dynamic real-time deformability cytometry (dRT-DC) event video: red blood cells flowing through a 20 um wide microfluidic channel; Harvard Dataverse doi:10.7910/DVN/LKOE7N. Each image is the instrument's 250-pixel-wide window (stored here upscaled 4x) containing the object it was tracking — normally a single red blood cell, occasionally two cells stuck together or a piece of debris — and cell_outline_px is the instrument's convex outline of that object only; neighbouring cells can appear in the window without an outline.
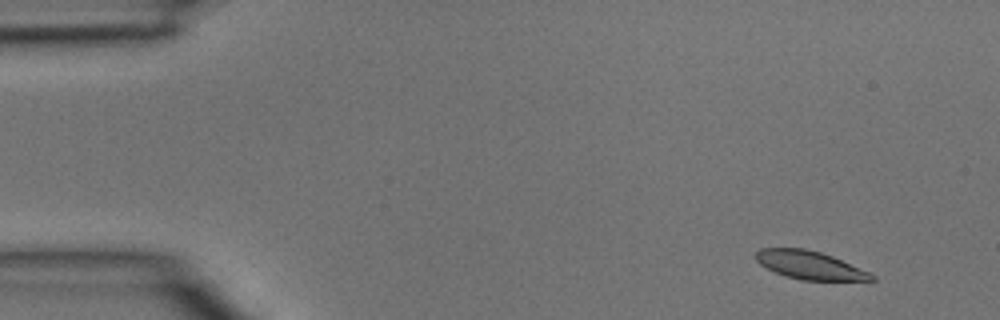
{"species": "common noctule bat (a hibernating species)", "species_latin": "Nyctalus noctula", "temperature_condition": "room temperature", "stored_images_in_passage": 4, "segment_of_instrument_passage": [1, 2], "camera_frame_rate_fps": 3000, "um_per_image_px": 0.085, "animal": {"sex": "male", "body_mass_g": 15.6}, "frame": {"image": 1, "passage_image": 1, "time_ms": 0.0, "image_size_px": [1000, 320], "cell_outline_px": [[876, 280], [800, 280], [776, 272], [760, 264], [756, 260], [756, 252], [760, 248], [804, 248], [820, 252], [832, 256], [868, 272], [876, 276]], "centroid_in_image_um": [68.81, 22.53], "position_along_channel_um": 16.2, "area_um2": 18.67}}